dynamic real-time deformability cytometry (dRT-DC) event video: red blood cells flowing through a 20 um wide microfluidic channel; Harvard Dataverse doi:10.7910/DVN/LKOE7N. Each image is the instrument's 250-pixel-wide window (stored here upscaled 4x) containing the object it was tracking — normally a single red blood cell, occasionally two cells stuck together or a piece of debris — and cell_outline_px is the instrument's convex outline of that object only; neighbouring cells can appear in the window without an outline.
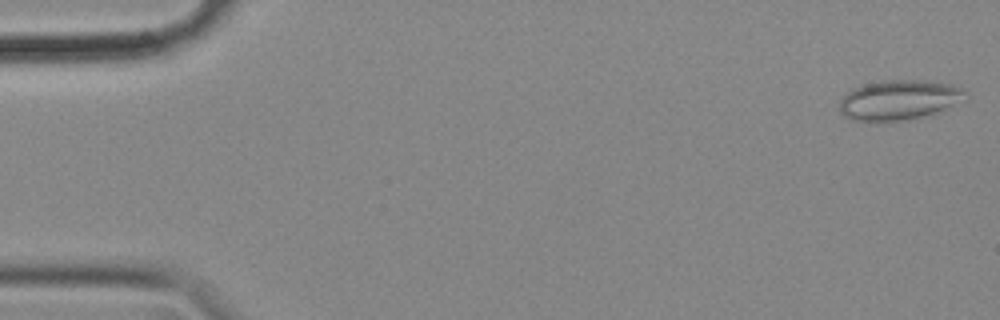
{"species": "common noctule bat (a hibernating species)", "species_latin": "Nyctalus noctula", "temperature_condition": "cold", "stored_images_in_passage": 55, "camera_frame_rate_fps": 3000, "um_per_image_px": 0.085, "animal": {"sex": "female", "body_mass_g": 18.4}, "frame": {"image": 1, "passage_image": 1, "time_ms": 0.0, "image_size_px": [1000, 320], "cell_outline_px": [[968, 100], [940, 112], [908, 120], [852, 120], [844, 116], [840, 112], [840, 100], [852, 88], [864, 84], [884, 80], [932, 80], [952, 84], [964, 88], [968, 92]], "centroid_in_image_um": [76.54, 8.47], "position_along_channel_um": 8.5, "area_um2": 29.82}}
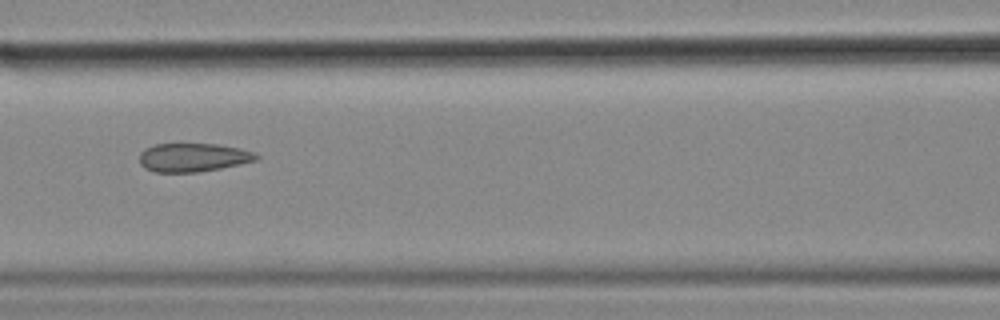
{"frame": {"image": 2, "passage_image": 24, "time_ms": 7.667, "image_size_px": [1000, 320], "cell_outline_px": [[260, 156], [256, 160], [240, 164], [220, 168], [196, 172], [156, 172], [144, 168], [140, 164], [140, 152], [144, 148], [156, 144], [216, 144], [240, 148], [256, 152]], "centroid_in_image_um": [16.41, 13.38], "position_along_channel_um": 150.2, "area_um2": 19.48}}
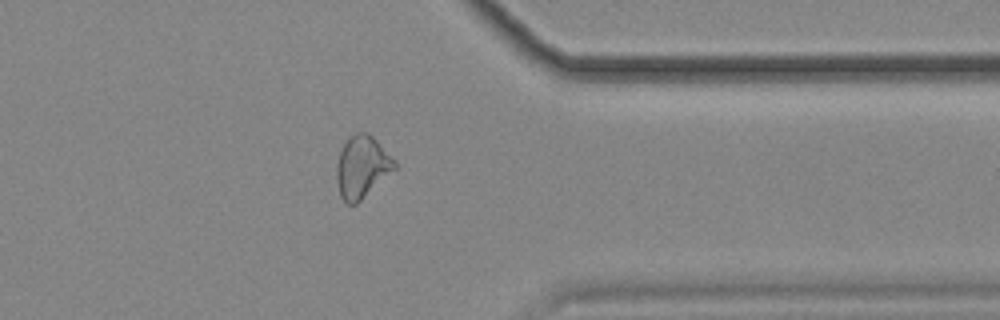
{"frame": {"image": 3, "passage_image": 44, "time_ms": 14.333, "image_size_px": [1000, 320], "cell_outline_px": [[396, 168], [356, 204], [348, 204], [340, 196], [336, 180], [336, 164], [340, 152], [348, 136], [356, 132], [368, 132], [396, 160]], "centroid_in_image_um": [30.75, 14.16], "position_along_channel_um": 380.6, "area_um2": 20.92}, "authors_computed_cell_mechanics": {"area_um2": 21.386, "velocity_mm_per_s": 3.5885, "shape_relaxation_time_tau1_ms": null, "shape_relaxation_time_tau2_ms": 1.8417, "deformation_change_tau1": null, "deformation_change_tau2": 0.0828}}